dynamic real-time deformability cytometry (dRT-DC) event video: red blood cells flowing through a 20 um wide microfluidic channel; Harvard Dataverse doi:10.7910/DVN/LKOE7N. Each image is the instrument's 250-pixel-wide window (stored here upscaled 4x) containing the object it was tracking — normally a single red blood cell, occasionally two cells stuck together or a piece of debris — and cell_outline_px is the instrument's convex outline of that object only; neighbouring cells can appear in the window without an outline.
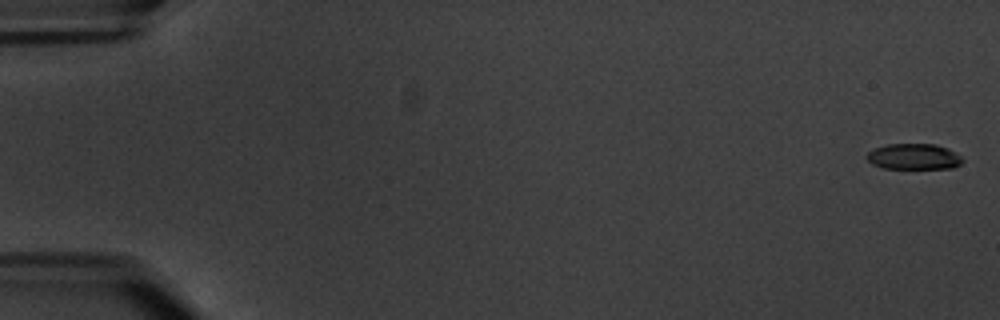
{"species": "common noctule bat (a hibernating species)", "species_latin": "Nyctalus noctula", "temperature_condition": "warm", "stored_images_in_passage": 13, "camera_frame_rate_fps": 3000, "um_per_image_px": 0.085, "animal": {"sex": "male", "body_mass_g": 20.1, "forearm_length_mm": 53.5}, "frame": {"image": 1, "passage_image": 1, "time_ms": 0.0, "image_size_px": [1000, 320], "cell_outline_px": [[964, 160], [960, 164], [952, 168], [880, 168], [872, 164], [868, 160], [868, 152], [876, 148], [888, 144], [936, 144], [948, 148], [956, 152]], "centroid_in_image_um": [77.7, 13.31], "position_along_channel_um": 7.3, "area_um2": 14.33}}
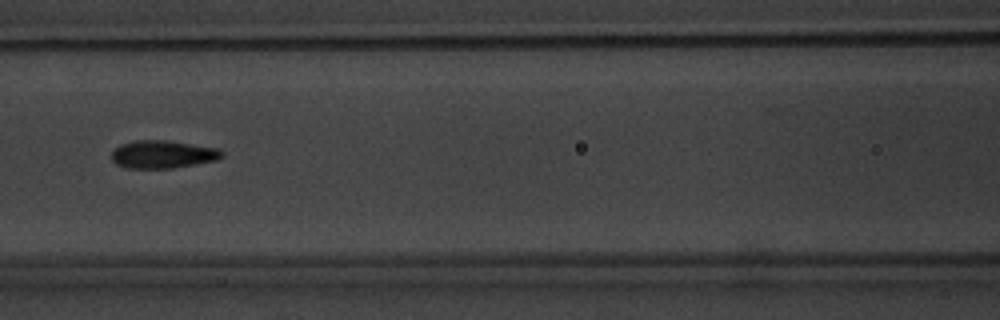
{"frame": {"image": 2, "passage_image": 8, "time_ms": 9.0, "image_size_px": [1000, 320], "cell_outline_px": [[224, 156], [216, 160], [172, 168], [124, 168], [116, 164], [112, 160], [112, 152], [120, 144], [132, 140], [168, 140], [220, 148], [224, 152]], "centroid_in_image_um": [13.84, 13.11], "position_along_channel_um": 152.8, "area_um2": 18.09}}
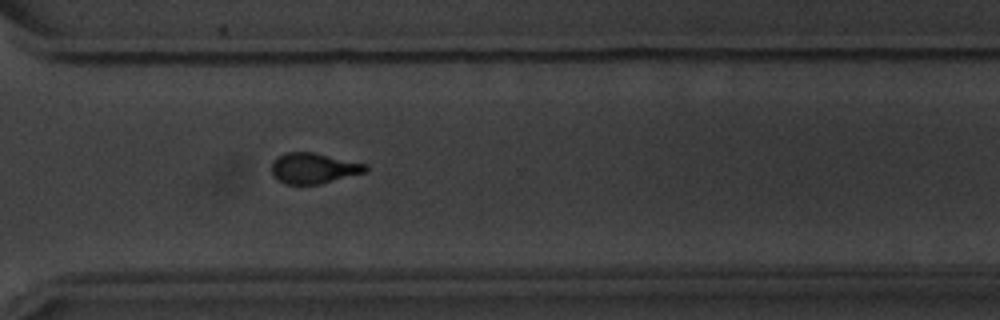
{"frame": {"image": 3, "passage_image": 13, "time_ms": 14.667, "image_size_px": [1000, 320], "cell_outline_px": [[368, 172], [320, 184], [284, 184], [272, 176], [272, 160], [288, 152], [312, 152], [368, 164]], "centroid_in_image_um": [26.68, 14.31], "position_along_channel_um": 343.9, "area_um2": 16.88}}